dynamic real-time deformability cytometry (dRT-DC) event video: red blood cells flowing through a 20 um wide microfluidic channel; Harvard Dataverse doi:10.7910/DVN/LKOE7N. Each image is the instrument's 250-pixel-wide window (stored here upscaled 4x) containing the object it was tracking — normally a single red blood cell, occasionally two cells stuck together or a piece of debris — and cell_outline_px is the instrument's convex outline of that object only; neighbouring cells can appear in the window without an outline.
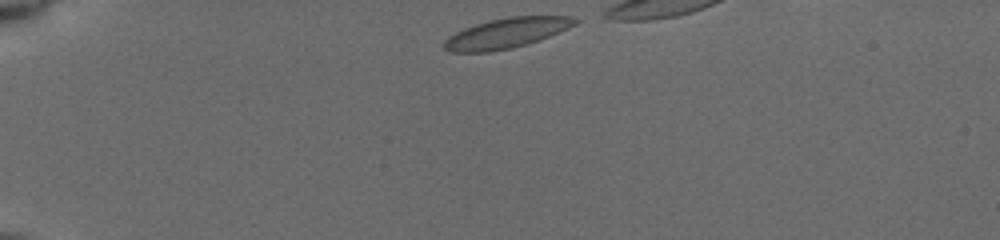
{"species": "common noctule bat (a hibernating species)", "species_latin": "Nyctalus noctula", "temperature_condition": "cold", "stored_images_in_passage": 42, "camera_frame_rate_fps": 3000, "um_per_image_px": 0.085, "animal": {"sex": "female", "body_mass_g": 19.5, "forearm_length_mm": 54.1}, "frame": {"image": 1, "passage_image": 1, "time_ms": 0.0, "image_size_px": [1000, 240], "cell_outline_px": [[584, 20], [568, 28], [540, 40], [512, 48], [492, 52], [452, 52], [444, 48], [444, 40], [448, 36], [464, 28], [488, 20], [508, 16], [572, 16]], "centroid_in_image_um": [43.09, 2.8], "position_along_channel_um": 41.9, "area_um2": 23.18}}
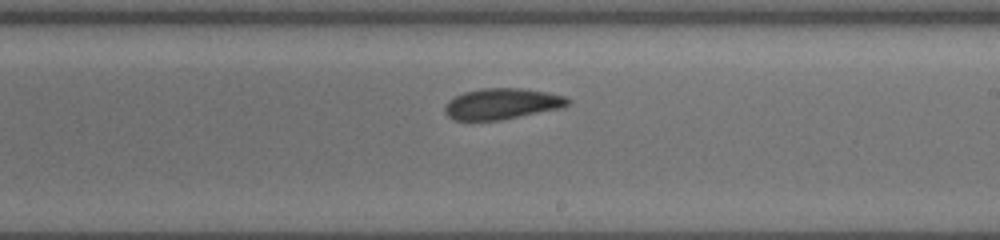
{"frame": {"image": 2, "passage_image": 24, "time_ms": 6.667, "image_size_px": [1000, 240], "cell_outline_px": [[572, 100], [564, 108], [500, 120], [456, 120], [448, 116], [444, 112], [444, 104], [448, 100], [464, 92], [480, 88], [520, 88], [548, 92], [568, 96]], "centroid_in_image_um": [42.7, 8.82], "position_along_channel_um": 246.3, "area_um2": 22.48}}
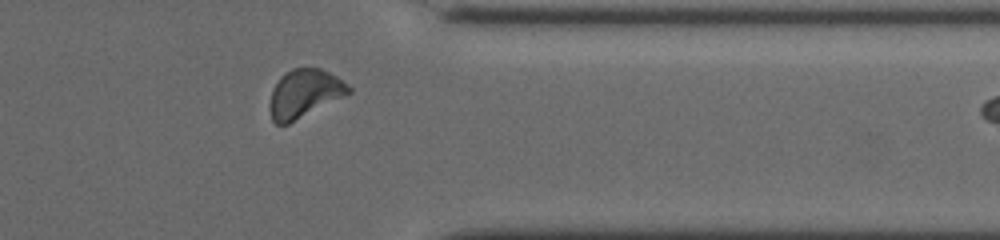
{"frame": {"image": 3, "passage_image": 40, "time_ms": 10.333, "image_size_px": [1000, 240], "cell_outline_px": [[352, 92], [288, 124], [276, 124], [272, 120], [272, 88], [280, 76], [292, 68], [320, 68], [336, 76], [348, 84], [352, 88]], "centroid_in_image_um": [25.91, 7.92], "position_along_channel_um": 385.5, "area_um2": 21.73}}